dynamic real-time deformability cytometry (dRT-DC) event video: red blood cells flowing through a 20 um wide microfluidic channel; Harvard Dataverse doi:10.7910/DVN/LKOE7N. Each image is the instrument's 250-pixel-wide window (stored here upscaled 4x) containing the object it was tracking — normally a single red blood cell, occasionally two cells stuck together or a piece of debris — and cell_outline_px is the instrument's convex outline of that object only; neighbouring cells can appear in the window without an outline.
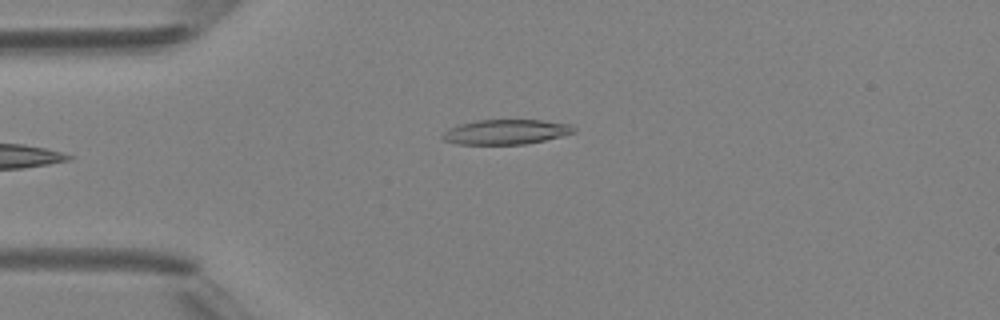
{"species": "Egyptian fruit bat (a non-hibernating species)", "species_latin": "Rousettus aegyptiacus", "temperature_condition": "room temperature", "stored_images_in_passage": 4, "camera_frame_rate_fps": 3000, "um_per_image_px": 0.085, "animal": {"sex": "female"}, "frame": {"image": 1, "passage_image": 4, "time_ms": 3.667, "image_size_px": [1000, 320], "cell_outline_px": [[576, 132], [544, 140], [524, 144], [456, 144], [444, 140], [440, 136], [448, 128], [460, 124], [476, 120], [544, 120], [572, 124], [576, 128]], "centroid_in_image_um": [43.01, 11.2], "position_along_channel_um": 42.0, "area_um2": 19.07}}